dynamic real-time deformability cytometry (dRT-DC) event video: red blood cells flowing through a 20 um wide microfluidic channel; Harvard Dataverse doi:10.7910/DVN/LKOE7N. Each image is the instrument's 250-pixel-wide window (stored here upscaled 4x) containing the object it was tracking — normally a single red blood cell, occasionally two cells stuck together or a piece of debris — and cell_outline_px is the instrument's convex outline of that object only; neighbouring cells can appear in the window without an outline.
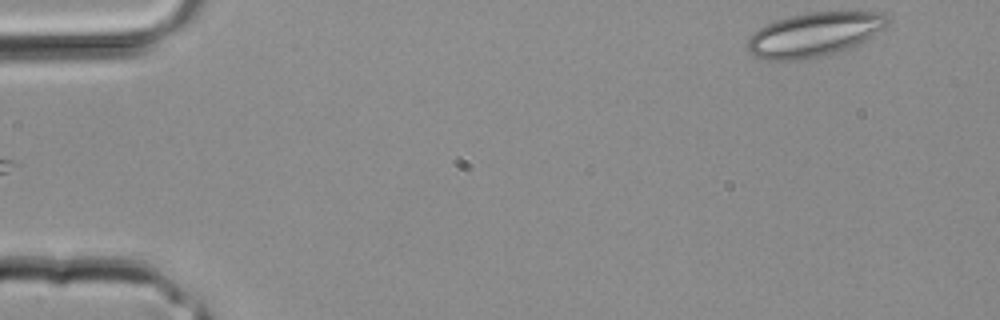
{"species": "common noctule bat (a hibernating species)", "species_latin": "Nyctalus noctula", "temperature_condition": "room temperature", "stored_images_in_passage": 3, "segment_of_instrument_passage": [2, 2], "camera_frame_rate_fps": 3000, "um_per_image_px": 0.085, "animal": {"sex": "male", "body_mass_g": 20.4}, "frame": {"image": 1, "passage_image": 3, "time_ms": 0.667, "image_size_px": [1000, 320], "cell_outline_px": [[888, 24], [884, 28], [864, 40], [856, 44], [832, 52], [804, 60], [768, 60], [756, 56], [748, 52], [748, 40], [752, 32], [776, 20], [808, 12], [884, 12], [888, 20]], "centroid_in_image_um": [69.17, 2.92], "position_along_channel_um": 15.8, "area_um2": 35.2}}